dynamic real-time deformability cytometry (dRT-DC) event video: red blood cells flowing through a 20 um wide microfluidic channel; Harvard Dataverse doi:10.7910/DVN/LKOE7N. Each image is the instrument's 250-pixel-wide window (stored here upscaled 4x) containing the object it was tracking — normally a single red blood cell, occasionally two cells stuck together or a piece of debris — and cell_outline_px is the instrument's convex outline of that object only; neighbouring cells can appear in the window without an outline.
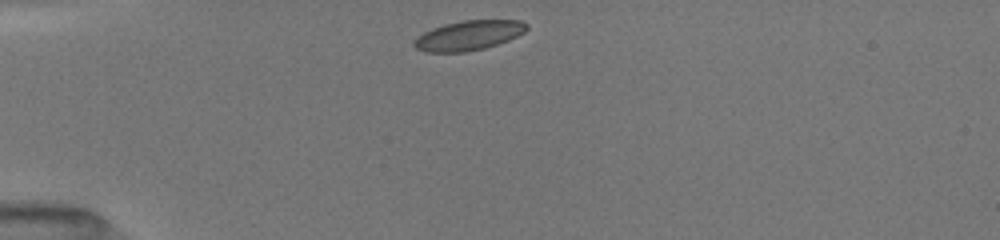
{"species": "common noctule bat (a hibernating species)", "species_latin": "Nyctalus noctula", "temperature_condition": "room temperature", "stored_images_in_passage": 9, "camera_frame_rate_fps": 3000, "um_per_image_px": 0.085, "animal": {"sex": "female", "body_mass_g": 19.5, "forearm_length_mm": 54.1}, "frame": {"image": 1, "passage_image": 1, "time_ms": 0.0, "image_size_px": [1000, 240], "cell_outline_px": [[528, 28], [524, 32], [508, 40], [484, 48], [464, 52], [424, 52], [416, 48], [412, 44], [412, 40], [424, 32], [432, 28], [444, 24], [464, 20], [520, 20], [528, 24]], "centroid_in_image_um": [39.8, 3.01], "position_along_channel_um": 45.2, "area_um2": 19.48}}
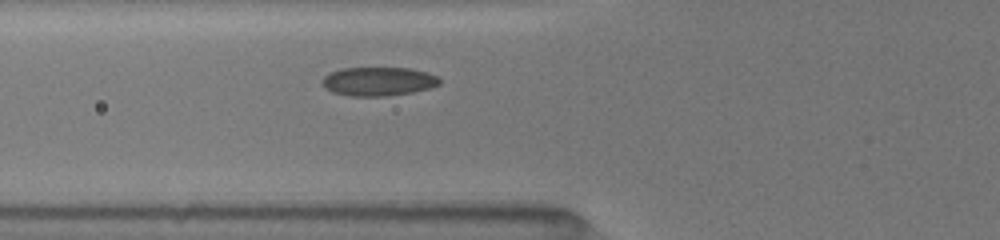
{"frame": {"image": 2, "passage_image": 6, "time_ms": 2.0, "image_size_px": [1000, 240], "cell_outline_px": [[440, 84], [432, 88], [412, 92], [388, 96], [348, 96], [332, 92], [324, 88], [320, 80], [328, 72], [344, 68], [412, 68], [428, 72], [440, 76]], "centroid_in_image_um": [32.17, 6.92], "position_along_channel_um": 93.6, "area_um2": 20.11}}
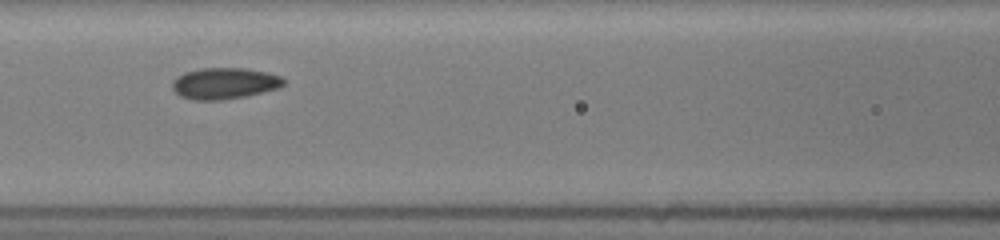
{"frame": {"image": 3, "passage_image": 8, "time_ms": 3.333, "image_size_px": [1000, 240], "cell_outline_px": [[284, 84], [280, 88], [244, 96], [224, 100], [192, 100], [180, 96], [172, 88], [172, 80], [176, 76], [184, 72], [200, 68], [244, 68], [268, 72], [280, 76], [284, 80]], "centroid_in_image_um": [19.05, 7.08], "position_along_channel_um": 147.5, "area_um2": 20.46}}